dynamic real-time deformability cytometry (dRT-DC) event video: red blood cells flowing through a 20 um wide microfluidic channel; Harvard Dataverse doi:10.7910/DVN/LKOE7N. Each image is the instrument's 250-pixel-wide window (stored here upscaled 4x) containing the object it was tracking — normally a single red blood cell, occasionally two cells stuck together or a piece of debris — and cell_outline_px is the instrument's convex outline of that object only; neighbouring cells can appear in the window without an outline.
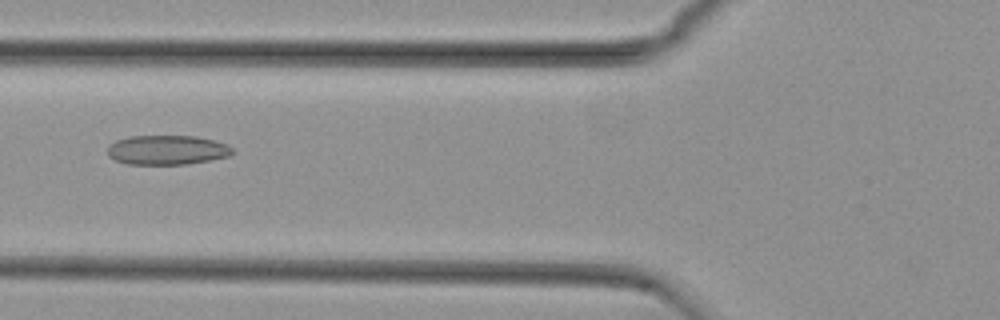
{"species": "common noctule bat (a hibernating species)", "species_latin": "Nyctalus noctula", "temperature_condition": "cold", "stored_images_in_passage": 35, "camera_frame_rate_fps": 3000, "um_per_image_px": 0.085, "animal": {"sex": "female", "body_mass_g": 29.2, "forearm_length_mm": 56.3}, "frame": {"image": 1, "passage_image": 17, "time_ms": 5.333, "image_size_px": [1000, 320], "cell_outline_px": [[236, 152], [232, 156], [188, 164], [128, 164], [116, 160], [108, 156], [108, 148], [116, 140], [128, 136], [196, 136], [228, 144]], "centroid_in_image_um": [14.26, 12.75], "position_along_channel_um": 111.5, "area_um2": 21.56}}
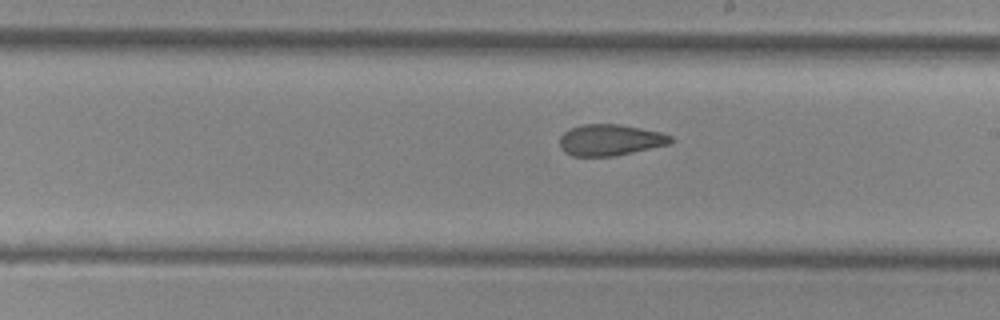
{"frame": {"image": 2, "passage_image": 27, "time_ms": 8.667, "image_size_px": [1000, 320], "cell_outline_px": [[676, 140], [672, 144], [616, 156], [572, 156], [564, 152], [560, 148], [560, 136], [564, 132], [572, 128], [584, 124], [620, 124], [660, 132], [672, 136]], "centroid_in_image_um": [51.91, 11.91], "position_along_channel_um": 237.1, "area_um2": 20.46}}
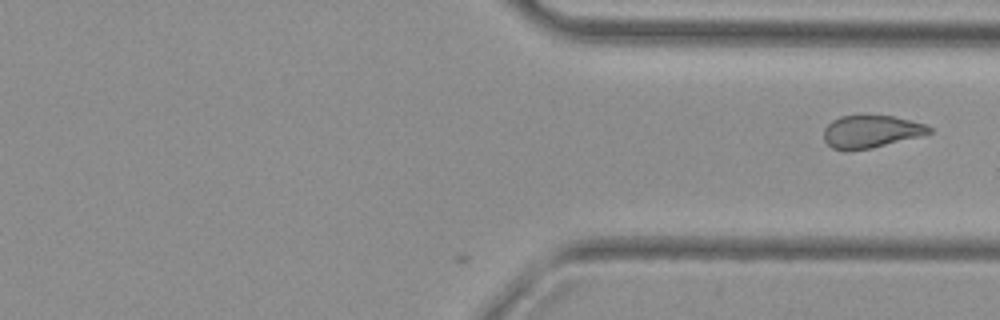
{"frame": {"image": 3, "passage_image": 35, "time_ms": 11.333, "image_size_px": [1000, 320], "cell_outline_px": [[932, 132], [920, 136], [872, 148], [848, 152], [832, 148], [824, 140], [824, 128], [832, 120], [840, 116], [896, 116], [924, 124], [932, 128]], "centroid_in_image_um": [74.01, 11.2], "position_along_channel_um": 337.4, "area_um2": 20.06}}